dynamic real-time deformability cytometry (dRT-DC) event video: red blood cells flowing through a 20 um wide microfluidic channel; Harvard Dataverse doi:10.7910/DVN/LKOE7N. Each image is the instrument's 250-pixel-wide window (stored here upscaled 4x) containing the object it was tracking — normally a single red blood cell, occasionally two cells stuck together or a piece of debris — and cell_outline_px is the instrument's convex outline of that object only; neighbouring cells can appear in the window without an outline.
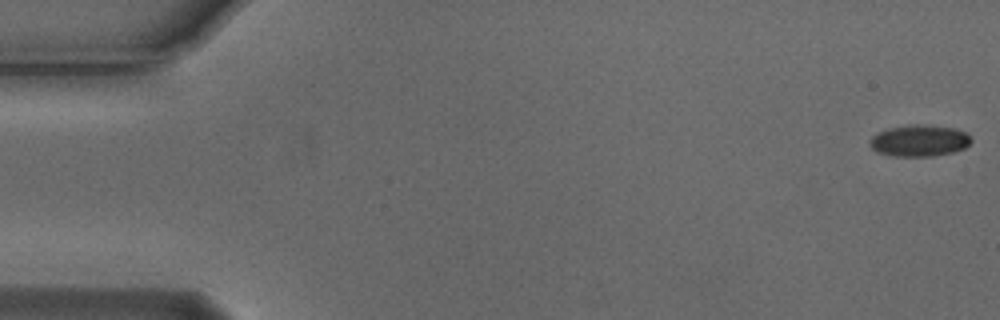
{"species": "Egyptian fruit bat (a non-hibernating species)", "species_latin": "Rousettus aegyptiacus", "temperature_condition": "cold", "stored_images_in_passage": 3, "camera_frame_rate_fps": 3000, "um_per_image_px": 0.085, "animal": {"sex": "male"}, "frame": {"image": 1, "passage_image": 1, "time_ms": 0.0, "image_size_px": [1000, 320], "cell_outline_px": [[972, 140], [964, 148], [952, 152], [932, 156], [892, 156], [876, 152], [868, 144], [868, 140], [876, 132], [888, 128], [916, 124], [952, 128], [968, 132]], "centroid_in_image_um": [78.1, 11.96], "position_along_channel_um": 6.9, "area_um2": 18.67}}